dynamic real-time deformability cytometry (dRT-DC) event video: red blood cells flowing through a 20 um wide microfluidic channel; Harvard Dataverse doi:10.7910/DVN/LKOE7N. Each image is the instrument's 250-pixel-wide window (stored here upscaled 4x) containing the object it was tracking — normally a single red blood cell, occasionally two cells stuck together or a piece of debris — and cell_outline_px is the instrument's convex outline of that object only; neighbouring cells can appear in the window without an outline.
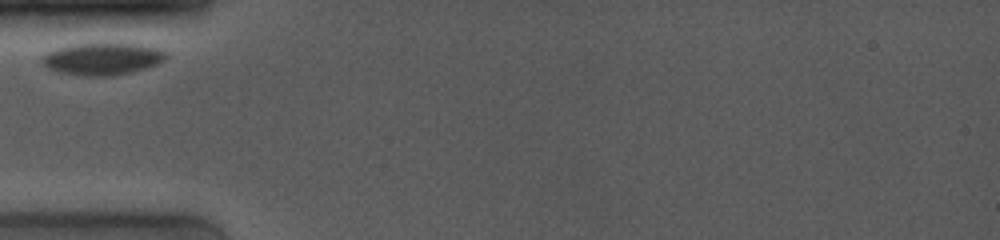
{"species": "common noctule bat (a hibernating species)", "species_latin": "Nyctalus noctula", "temperature_condition": "room temperature", "stored_images_in_passage": 10, "camera_frame_rate_fps": 4000, "um_per_image_px": 0.085, "animal": {"sex": "female", "body_mass_g": 19.0, "forearm_length_mm": 53.3}, "frame": {"image": 1, "passage_image": 1, "time_ms": 0.0, "image_size_px": [1000, 240], "cell_outline_px": [[168, 56], [164, 60], [156, 64], [132, 72], [116, 76], [80, 76], [56, 72], [48, 68], [40, 60], [48, 52], [56, 48], [72, 44], [140, 44], [160, 48]], "centroid_in_image_um": [8.7, 5.02], "position_along_channel_um": 76.3, "area_um2": 23.24}}
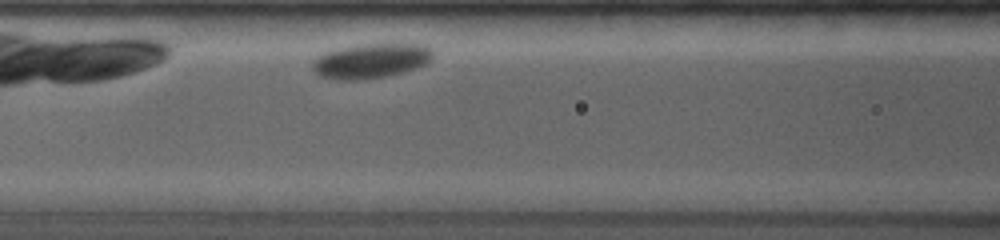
{"frame": {"image": 2, "passage_image": 7, "time_ms": 1.75, "image_size_px": [1000, 240], "cell_outline_px": [[432, 56], [428, 64], [416, 68], [384, 76], [360, 80], [336, 80], [320, 76], [312, 68], [312, 64], [316, 56], [324, 52], [356, 44], [424, 44], [432, 48]], "centroid_in_image_um": [31.51, 5.16], "position_along_channel_um": 135.1, "area_um2": 24.45}}